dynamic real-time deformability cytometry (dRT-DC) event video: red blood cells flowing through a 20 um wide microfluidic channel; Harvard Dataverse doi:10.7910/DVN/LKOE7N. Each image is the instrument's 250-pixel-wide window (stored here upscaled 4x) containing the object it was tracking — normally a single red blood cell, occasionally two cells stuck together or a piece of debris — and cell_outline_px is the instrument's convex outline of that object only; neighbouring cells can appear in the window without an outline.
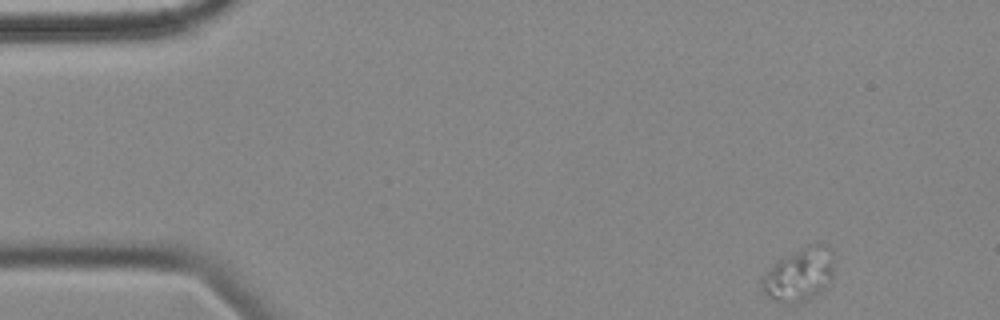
{"species": "common noctule bat (a hibernating species)", "species_latin": "Nyctalus noctula", "temperature_condition": "cold", "stored_images_in_passage": 54, "camera_frame_rate_fps": 3000, "um_per_image_px": 0.085, "animal": {"sex": "female", "body_mass_g": 18.4}, "frame": {"image": 1, "passage_image": 1, "time_ms": 0.0, "image_size_px": [1000, 320], "cell_outline_px": [[832, 276], [824, 288], [820, 292], [808, 300], [776, 300], [768, 296], [764, 292], [760, 284], [760, 280], [772, 264], [808, 244], [816, 240], [820, 240], [828, 244], [832, 252]], "centroid_in_image_um": [67.97, 23.24], "position_along_channel_um": 17.0, "area_um2": 22.02}}
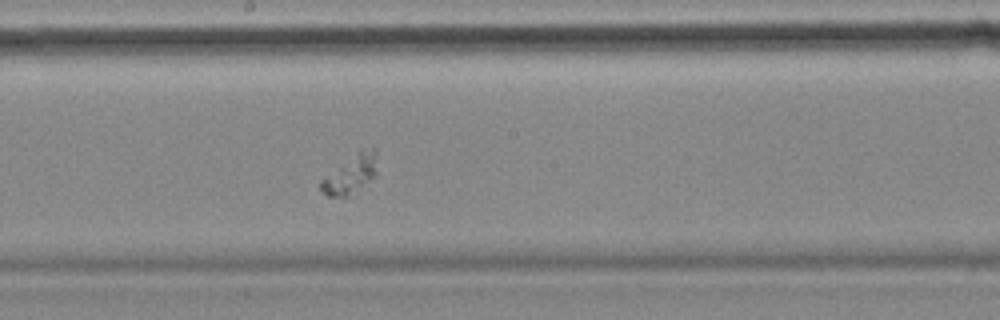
{"frame": {"image": 2, "passage_image": 27, "time_ms": 8.667, "image_size_px": [1000, 320], "cell_outline_px": [[376, 176], [356, 196], [328, 196], [320, 188], [320, 180], [360, 148], [376, 148]], "centroid_in_image_um": [29.86, 14.83], "position_along_channel_um": 218.3, "area_um2": 13.12}}
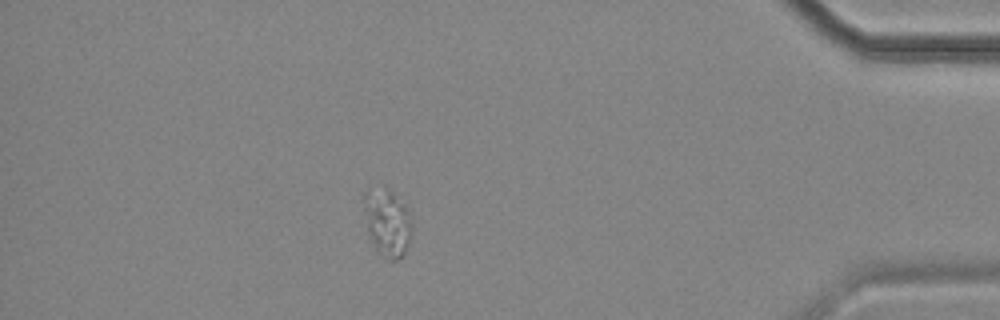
{"frame": {"image": 3, "passage_image": 47, "time_ms": 15.333, "image_size_px": [1000, 320], "cell_outline_px": [[412, 236], [404, 256], [396, 260], [384, 260], [376, 252], [368, 236], [364, 208], [364, 192], [368, 188], [384, 184], [408, 208], [412, 224]], "centroid_in_image_um": [32.92, 18.93], "position_along_channel_um": 402.3, "area_um2": 19.77}}